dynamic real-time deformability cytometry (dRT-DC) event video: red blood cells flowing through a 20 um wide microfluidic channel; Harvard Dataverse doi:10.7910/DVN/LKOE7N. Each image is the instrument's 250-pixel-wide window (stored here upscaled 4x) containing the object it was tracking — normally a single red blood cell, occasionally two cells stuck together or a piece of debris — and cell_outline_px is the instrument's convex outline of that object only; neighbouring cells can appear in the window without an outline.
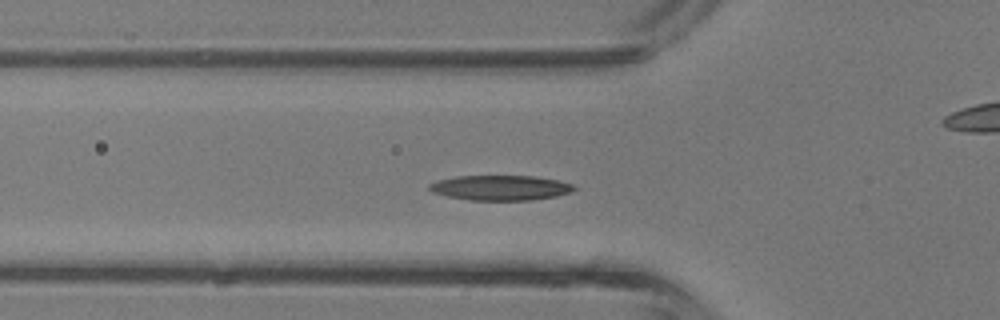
{"species": "common noctule bat (a hibernating species)", "species_latin": "Nyctalus noctula", "temperature_condition": "room temperature", "stored_images_in_passage": 32, "camera_frame_rate_fps": 3000, "um_per_image_px": 0.085, "animal": {"sex": "male", "body_mass_g": 13.3}, "frame": {"image": 1, "passage_image": 4, "time_ms": 1.0, "image_size_px": [1000, 320], "cell_outline_px": [[576, 188], [572, 192], [556, 196], [532, 200], [468, 200], [448, 196], [432, 192], [428, 188], [428, 184], [440, 180], [456, 176], [536, 176], [556, 180], [572, 184]], "centroid_in_image_um": [42.54, 15.96], "position_along_channel_um": 83.3, "area_um2": 21.04}}
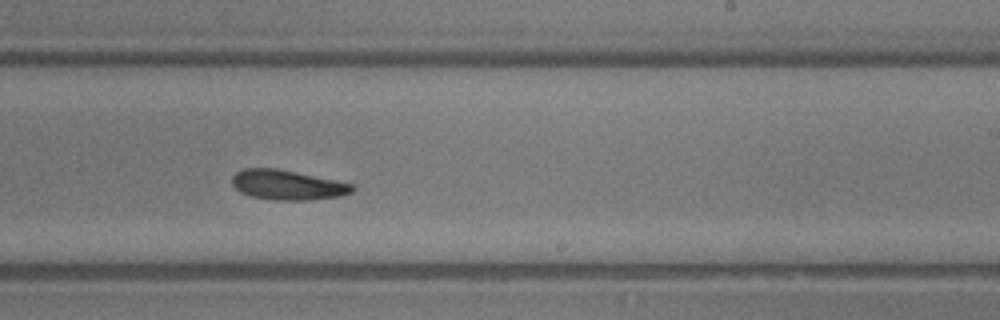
{"frame": {"image": 2, "passage_image": 15, "time_ms": 4.667, "image_size_px": [1000, 320], "cell_outline_px": [[356, 188], [352, 192], [340, 196], [308, 200], [272, 200], [252, 196], [240, 192], [232, 184], [232, 176], [236, 172], [244, 168], [276, 168], [336, 180], [352, 184]], "centroid_in_image_um": [24.43, 15.72], "position_along_channel_um": 264.6, "area_um2": 20.87}}
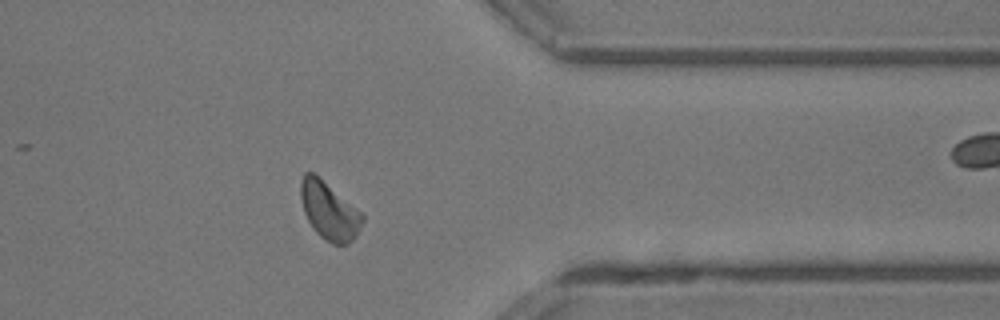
{"frame": {"image": 3, "passage_image": 23, "time_ms": 7.333, "image_size_px": [1000, 320], "cell_outline_px": [[364, 220], [356, 236], [348, 244], [332, 244], [324, 240], [312, 228], [304, 212], [300, 196], [300, 180], [304, 172], [312, 172], [360, 212], [364, 216]], "centroid_in_image_um": [27.95, 17.95], "position_along_channel_um": 383.5, "area_um2": 20.35}, "authors_computed_cell_mechanics": {"area_um2": 20.8658, "velocity_mm_per_s": 4.9331, "shape_relaxation_time_tau1_ms": 2.0374, "shape_relaxation_time_tau2_ms": 4.2105, "deformation_change_tau1": 0.0995, "deformation_change_tau2": 0.1201}}